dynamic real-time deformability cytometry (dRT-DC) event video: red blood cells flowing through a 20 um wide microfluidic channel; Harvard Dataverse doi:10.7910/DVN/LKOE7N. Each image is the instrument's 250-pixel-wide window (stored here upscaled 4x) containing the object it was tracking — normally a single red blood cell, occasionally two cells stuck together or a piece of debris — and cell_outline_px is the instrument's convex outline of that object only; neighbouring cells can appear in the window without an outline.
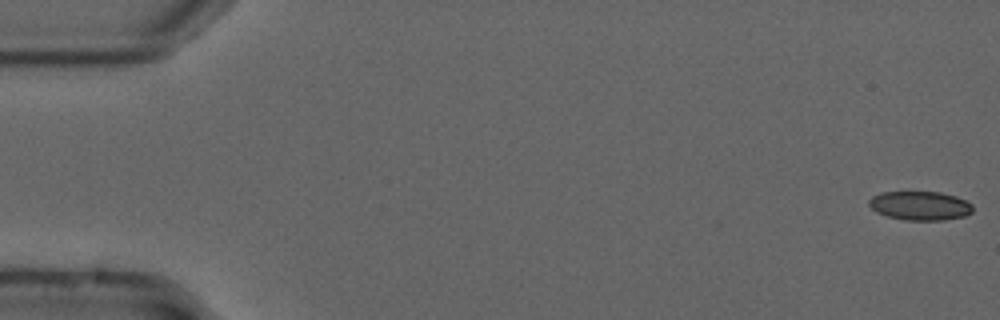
{"species": "common noctule bat (a hibernating species)", "species_latin": "Nyctalus noctula", "temperature_condition": "cold", "stored_images_in_passage": 55, "camera_frame_rate_fps": 3000, "um_per_image_px": 0.085, "animal": {"sex": "male", "forearm_length_mm": 52.5}, "frame": {"image": 1, "passage_image": 1, "time_ms": 0.0, "image_size_px": [1000, 320], "cell_outline_px": [[972, 212], [964, 216], [944, 220], [904, 220], [888, 216], [876, 212], [868, 204], [868, 200], [872, 196], [880, 192], [940, 192], [956, 196], [972, 204]], "centroid_in_image_um": [78.19, 17.48], "position_along_channel_um": 6.8, "area_um2": 17.51}}
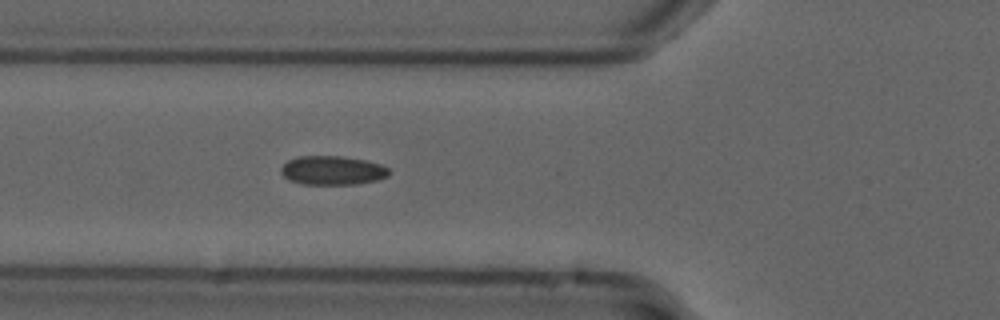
{"frame": {"image": 2, "passage_image": 20, "time_ms": 6.333, "image_size_px": [1000, 320], "cell_outline_px": [[392, 172], [388, 176], [376, 180], [356, 184], [300, 184], [288, 180], [280, 172], [280, 168], [288, 160], [296, 156], [340, 156], [364, 160], [380, 164], [388, 168]], "centroid_in_image_um": [28.23, 14.48], "position_along_channel_um": 97.6, "area_um2": 18.32}}
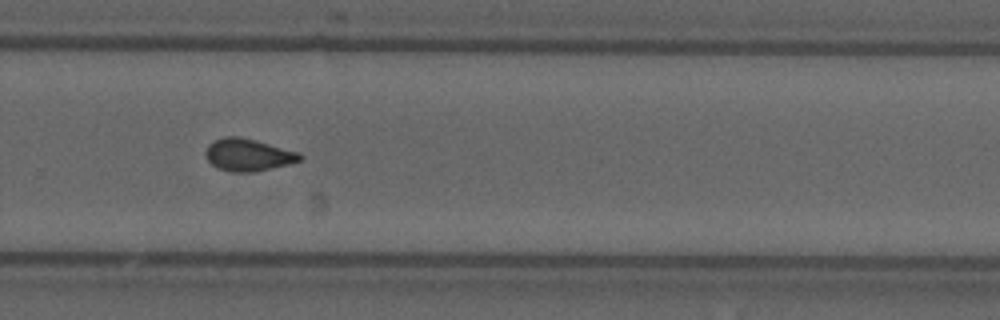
{"frame": {"image": 3, "passage_image": 37, "time_ms": 12.0, "image_size_px": [1000, 320], "cell_outline_px": [[304, 156], [300, 160], [288, 164], [252, 172], [232, 172], [216, 168], [204, 156], [204, 152], [208, 144], [224, 136], [236, 136], [256, 140], [300, 152]], "centroid_in_image_um": [21.07, 13.16], "position_along_channel_um": 308.7, "area_um2": 17.8}, "authors_computed_cell_mechanics": {"area_um2": 17.5712, "velocity_mm_per_s": 3.7266, "shape_relaxation_time_tau1_ms": null, "shape_relaxation_time_tau2_ms": 1.7527, "deformation_change_tau1": null, "deformation_change_tau2": 0.0625}}